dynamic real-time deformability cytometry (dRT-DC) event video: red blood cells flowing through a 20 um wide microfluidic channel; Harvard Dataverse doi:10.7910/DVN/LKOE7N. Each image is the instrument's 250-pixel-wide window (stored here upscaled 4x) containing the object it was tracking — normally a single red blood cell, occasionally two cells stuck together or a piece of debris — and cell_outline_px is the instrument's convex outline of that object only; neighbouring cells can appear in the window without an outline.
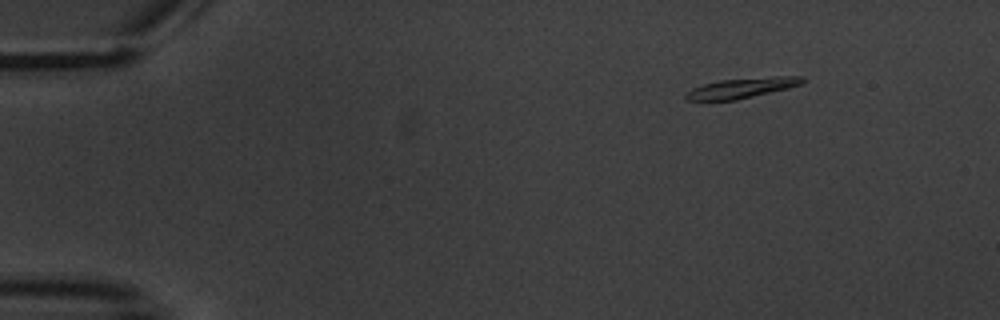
{"species": "common noctule bat (a hibernating species)", "species_latin": "Nyctalus noctula", "temperature_condition": "warm", "stored_images_in_passage": 5, "camera_frame_rate_fps": 3000, "um_per_image_px": 0.085, "animal": {"sex": "male", "body_mass_g": 20.1, "forearm_length_mm": 53.5}, "frame": {"image": 1, "passage_image": 1, "time_ms": 0.0, "image_size_px": [1000, 320], "cell_outline_px": [[804, 84], [788, 88], [736, 100], [688, 100], [684, 96], [692, 88], [704, 84], [720, 80], [776, 76], [804, 76]], "centroid_in_image_um": [63.1, 7.47], "position_along_channel_um": 21.9, "area_um2": 13.58}}
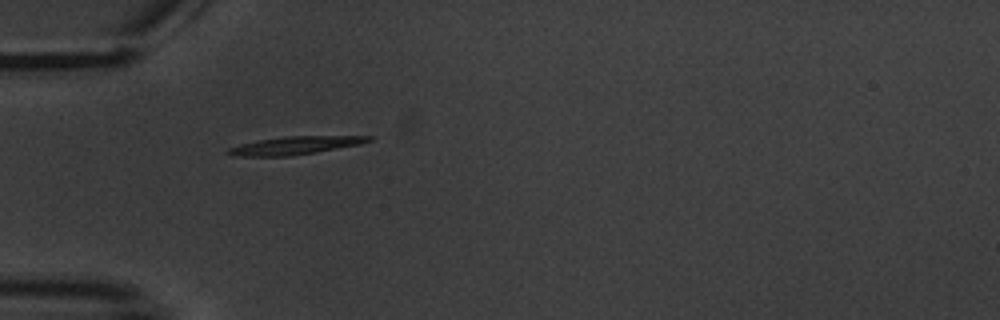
{"frame": {"image": 2, "passage_image": 4, "time_ms": 3.667, "image_size_px": [1000, 320], "cell_outline_px": [[372, 140], [360, 144], [316, 152], [288, 156], [232, 156], [224, 152], [228, 148], [240, 144], [260, 140], [284, 136], [372, 136]], "centroid_in_image_um": [25.03, 12.36], "position_along_channel_um": 60.0, "area_um2": 14.62}}